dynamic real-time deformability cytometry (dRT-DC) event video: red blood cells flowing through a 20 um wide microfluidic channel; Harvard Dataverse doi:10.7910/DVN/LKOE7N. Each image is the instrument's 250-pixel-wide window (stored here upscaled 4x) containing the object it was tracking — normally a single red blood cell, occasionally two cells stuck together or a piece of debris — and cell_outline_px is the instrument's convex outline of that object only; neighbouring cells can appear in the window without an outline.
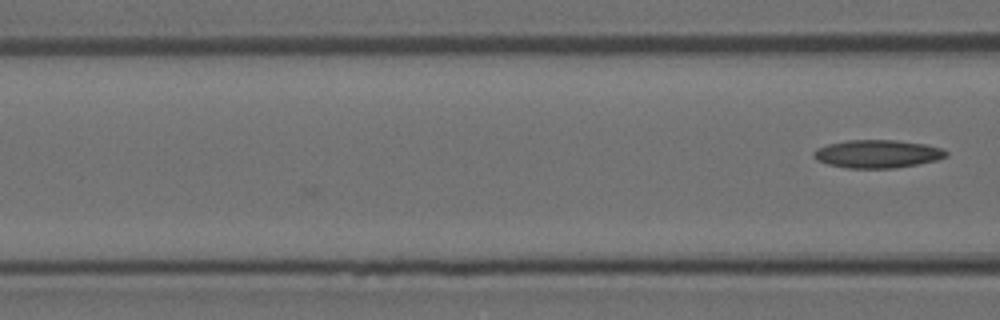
{"species": "Egyptian fruit bat (a non-hibernating species)", "species_latin": "Rousettus aegyptiacus", "temperature_condition": "room temperature", "stored_images_in_passage": 6, "camera_frame_rate_fps": 3000, "um_per_image_px": 0.085, "animal": {"sex": "female"}, "frame": {"image": 1, "passage_image": 6, "time_ms": 1.667, "image_size_px": [1000, 320], "cell_outline_px": [[948, 156], [936, 160], [896, 168], [844, 168], [828, 164], [816, 160], [812, 156], [812, 152], [816, 148], [828, 144], [848, 140], [896, 140], [928, 144], [944, 148], [948, 152]], "centroid_in_image_um": [74.58, 13.07], "position_along_channel_um": 92.0, "area_um2": 21.91}}